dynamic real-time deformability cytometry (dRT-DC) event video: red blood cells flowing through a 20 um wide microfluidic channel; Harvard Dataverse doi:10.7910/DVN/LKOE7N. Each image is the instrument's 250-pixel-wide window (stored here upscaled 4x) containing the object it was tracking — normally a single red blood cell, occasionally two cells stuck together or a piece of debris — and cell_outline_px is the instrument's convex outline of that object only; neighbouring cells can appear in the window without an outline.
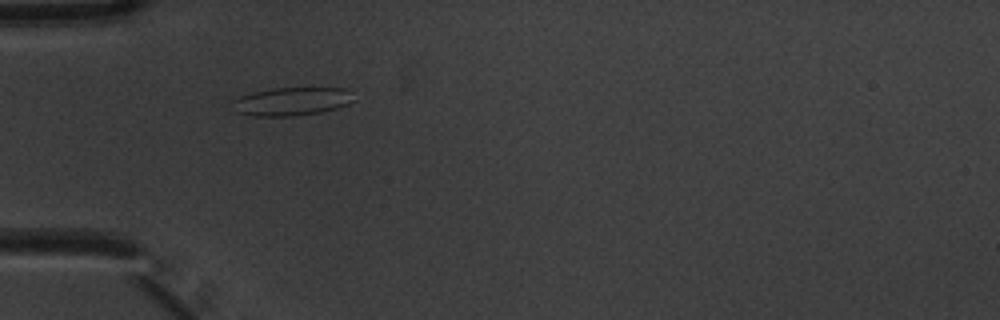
{"species": "common noctule bat (a hibernating species)", "species_latin": "Nyctalus noctula", "temperature_condition": "warm", "stored_images_in_passage": 2, "camera_frame_rate_fps": 3000, "um_per_image_px": 0.085, "animal": {"sex": "male", "body_mass_g": 20.1, "forearm_length_mm": 53.5}, "frame": {"image": 1, "passage_image": 1, "time_ms": 0.0, "image_size_px": [1000, 320], "cell_outline_px": [[356, 100], [348, 104], [336, 108], [320, 112], [292, 116], [252, 116], [236, 112], [228, 100], [252, 92], [272, 88], [344, 88]], "centroid_in_image_um": [24.71, 8.62], "position_along_channel_um": 60.3, "area_um2": 20.11}}
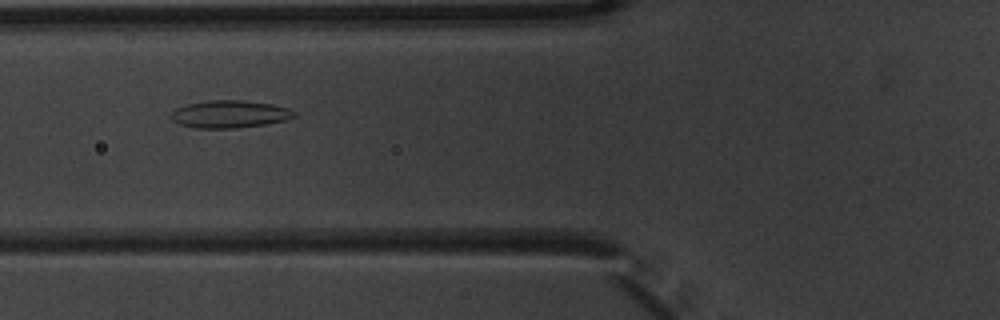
{"frame": {"image": 2, "passage_image": 2, "time_ms": 0.333, "image_size_px": [1000, 320], "cell_outline_px": [[296, 116], [288, 120], [264, 124], [236, 128], [196, 128], [180, 124], [172, 120], [168, 116], [168, 112], [184, 104], [208, 100], [240, 100], [272, 104], [288, 108], [296, 112]], "centroid_in_image_um": [19.47, 9.69], "position_along_channel_um": 106.3, "area_um2": 20.0}}